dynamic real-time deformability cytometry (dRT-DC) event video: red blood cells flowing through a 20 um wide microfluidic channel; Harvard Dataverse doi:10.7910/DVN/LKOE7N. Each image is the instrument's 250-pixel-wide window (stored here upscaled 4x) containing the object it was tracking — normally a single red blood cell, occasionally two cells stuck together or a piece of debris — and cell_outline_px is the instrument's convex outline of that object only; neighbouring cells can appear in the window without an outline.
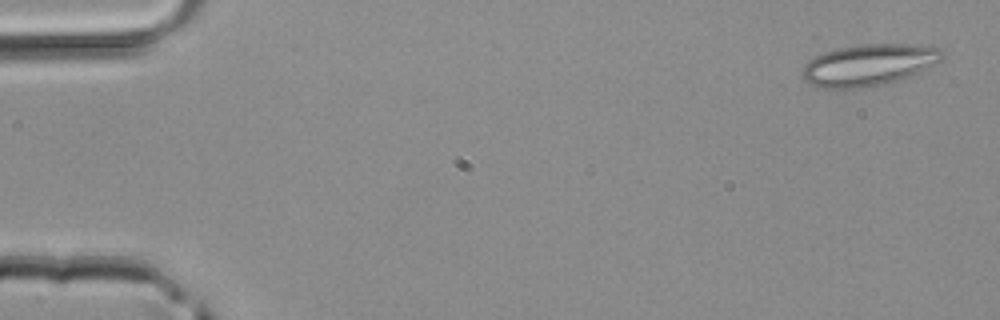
{"species": "common noctule bat (a hibernating species)", "species_latin": "Nyctalus noctula", "temperature_condition": "room temperature", "stored_images_in_passage": 5, "camera_frame_rate_fps": 3000, "um_per_image_px": 0.085, "animal": {"sex": "male", "body_mass_g": 20.4}, "frame": {"image": 1, "passage_image": 1, "time_ms": 0.0, "image_size_px": [1000, 320], "cell_outline_px": [[940, 60], [908, 76], [884, 84], [864, 88], [820, 88], [804, 80], [800, 76], [800, 72], [804, 64], [808, 60], [824, 52], [836, 48], [860, 44], [916, 44], [936, 48], [940, 52]], "centroid_in_image_um": [73.71, 5.52], "position_along_channel_um": 11.3, "area_um2": 33.52}}